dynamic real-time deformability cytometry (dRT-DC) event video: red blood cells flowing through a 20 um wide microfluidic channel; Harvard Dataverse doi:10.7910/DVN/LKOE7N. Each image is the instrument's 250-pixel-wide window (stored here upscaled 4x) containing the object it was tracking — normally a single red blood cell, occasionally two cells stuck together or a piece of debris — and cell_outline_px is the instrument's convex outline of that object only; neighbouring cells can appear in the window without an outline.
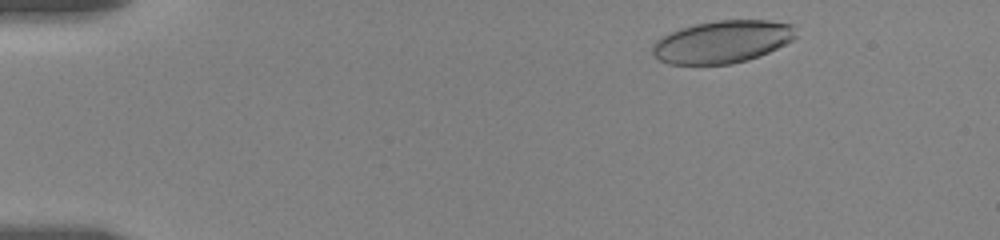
{"species": "human", "species_latin": "Homo sapiens", "temperature_condition": "room temperature", "stored_images_in_passage": 12, "camera_frame_rate_fps": 3000, "um_per_image_px": 0.085, "donor": {"sex": "female"}, "frame": {"image": 1, "passage_image": 1, "time_ms": 0.0, "image_size_px": [1000, 240], "cell_outline_px": [[796, 36], [792, 40], [760, 56], [748, 60], [732, 64], [668, 64], [652, 56], [652, 44], [660, 36], [680, 28], [696, 24], [716, 20], [768, 20], [792, 24]], "centroid_in_image_um": [61.35, 3.55], "position_along_channel_um": 23.6, "area_um2": 35.6}}
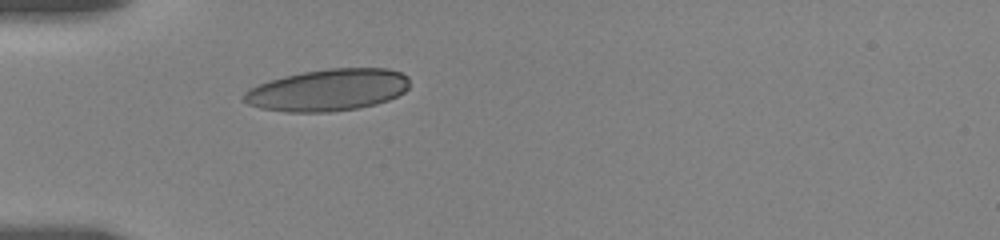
{"frame": {"image": 2, "passage_image": 9, "time_ms": 3.333, "image_size_px": [1000, 240], "cell_outline_px": [[408, 88], [404, 92], [388, 100], [376, 104], [360, 108], [332, 112], [288, 112], [260, 108], [248, 104], [244, 100], [244, 92], [248, 88], [268, 80], [284, 76], [304, 72], [328, 68], [388, 68], [400, 72], [408, 76]], "centroid_in_image_um": [27.87, 7.65], "position_along_channel_um": 57.1, "area_um2": 40.63}}
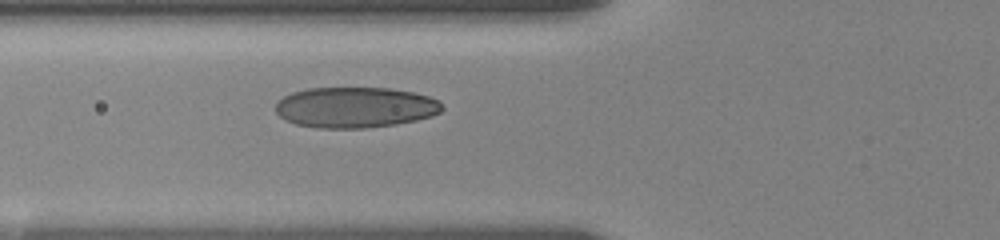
{"frame": {"image": 3, "passage_image": 12, "time_ms": 4.667, "image_size_px": [1000, 240], "cell_outline_px": [[444, 108], [440, 112], [432, 116], [416, 120], [396, 124], [364, 128], [316, 128], [296, 124], [280, 116], [276, 112], [276, 104], [284, 96], [292, 92], [308, 88], [388, 88], [412, 92], [428, 96], [440, 100]], "centroid_in_image_um": [30.22, 9.13], "position_along_channel_um": 95.6, "area_um2": 39.48}}